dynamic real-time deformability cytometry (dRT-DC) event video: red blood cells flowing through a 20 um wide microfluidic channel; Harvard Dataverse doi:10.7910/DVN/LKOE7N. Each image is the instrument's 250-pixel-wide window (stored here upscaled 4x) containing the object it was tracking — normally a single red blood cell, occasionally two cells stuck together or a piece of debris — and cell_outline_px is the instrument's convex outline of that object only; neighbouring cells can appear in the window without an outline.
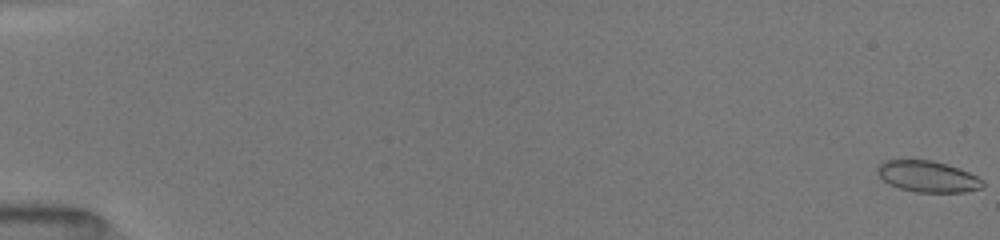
{"species": "common noctule bat (a hibernating species)", "species_latin": "Nyctalus noctula", "temperature_condition": "room temperature", "stored_images_in_passage": 6, "camera_frame_rate_fps": 3000, "um_per_image_px": 0.085, "animal": {"sex": "female", "body_mass_g": 19.5, "forearm_length_mm": 54.1}, "frame": {"image": 1, "passage_image": 1, "time_ms": 0.0, "image_size_px": [1000, 240], "cell_outline_px": [[984, 188], [964, 192], [916, 192], [900, 188], [884, 180], [876, 172], [876, 168], [884, 160], [932, 160], [968, 172], [984, 180]], "centroid_in_image_um": [78.87, 15.01], "position_along_channel_um": 6.1, "area_um2": 18.96}}
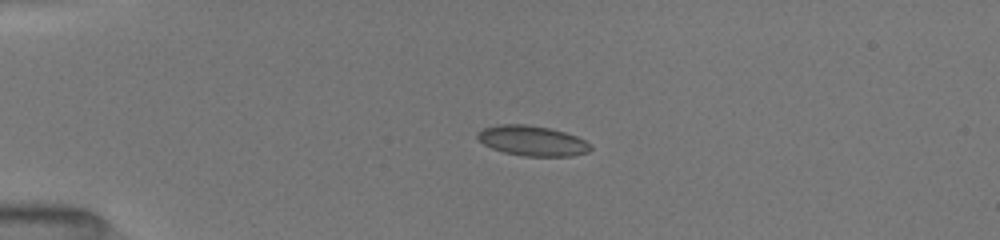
{"frame": {"image": 2, "passage_image": 5, "time_ms": 4.333, "image_size_px": [1000, 240], "cell_outline_px": [[592, 148], [588, 152], [572, 156], [524, 156], [504, 152], [492, 148], [484, 144], [476, 136], [476, 132], [484, 128], [500, 124], [528, 124], [548, 128], [564, 132], [576, 136], [584, 140]], "centroid_in_image_um": [45.22, 11.96], "position_along_channel_um": 39.8, "area_um2": 19.71}}